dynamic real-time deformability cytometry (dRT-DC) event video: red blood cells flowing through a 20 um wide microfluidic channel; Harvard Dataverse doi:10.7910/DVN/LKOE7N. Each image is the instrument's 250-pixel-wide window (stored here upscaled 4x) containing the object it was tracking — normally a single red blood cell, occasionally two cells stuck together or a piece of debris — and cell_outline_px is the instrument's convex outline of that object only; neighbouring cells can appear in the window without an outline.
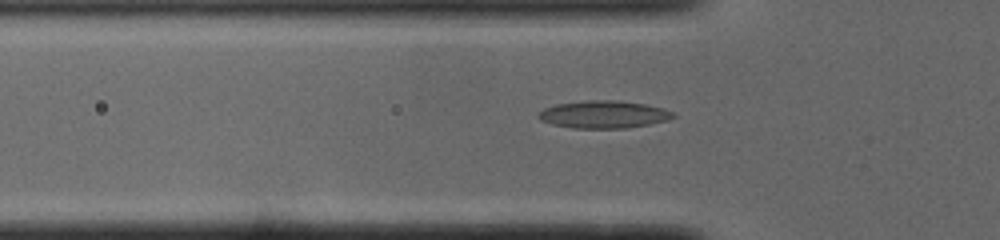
{"species": "common noctule bat (a hibernating species)", "species_latin": "Nyctalus noctula", "temperature_condition": "cold", "stored_images_in_passage": 38, "camera_frame_rate_fps": 3000, "um_per_image_px": 0.085, "animal": {"sex": "male", "body_mass_g": 19.0, "forearm_length_mm": 50.8}, "frame": {"image": 1, "passage_image": 12, "time_ms": 3.667, "image_size_px": [1000, 240], "cell_outline_px": [[676, 116], [668, 120], [628, 128], [572, 128], [552, 124], [540, 120], [536, 116], [544, 108], [556, 104], [588, 100], [616, 100], [644, 104], [664, 108], [672, 112]], "centroid_in_image_um": [51.3, 9.73], "position_along_channel_um": 74.5, "area_um2": 21.56}}
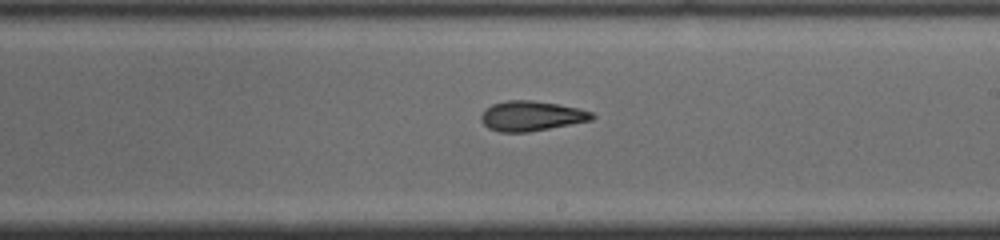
{"frame": {"image": 2, "passage_image": 25, "time_ms": 8.0, "image_size_px": [1000, 240], "cell_outline_px": [[596, 116], [592, 120], [528, 132], [500, 132], [488, 128], [480, 120], [480, 116], [484, 108], [492, 104], [508, 100], [532, 100], [556, 104], [576, 108], [592, 112]], "centroid_in_image_um": [45.12, 9.86], "position_along_channel_um": 243.9, "area_um2": 19.31}}
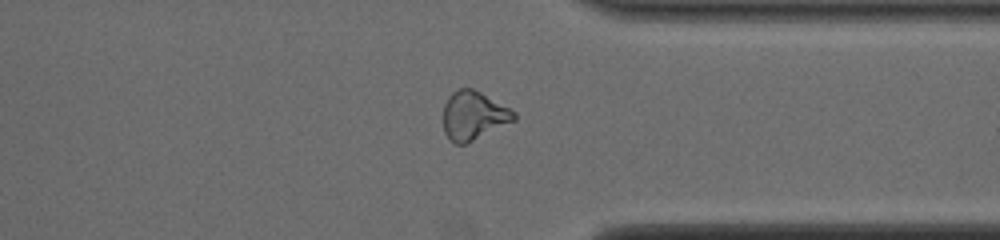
{"frame": {"image": 3, "passage_image": 35, "time_ms": 11.333, "image_size_px": [1000, 240], "cell_outline_px": [[516, 120], [464, 144], [456, 144], [444, 132], [444, 104], [448, 96], [452, 92], [460, 88], [472, 88], [480, 92], [516, 112]], "centroid_in_image_um": [40.25, 9.81], "position_along_channel_um": 371.2, "area_um2": 19.71}}